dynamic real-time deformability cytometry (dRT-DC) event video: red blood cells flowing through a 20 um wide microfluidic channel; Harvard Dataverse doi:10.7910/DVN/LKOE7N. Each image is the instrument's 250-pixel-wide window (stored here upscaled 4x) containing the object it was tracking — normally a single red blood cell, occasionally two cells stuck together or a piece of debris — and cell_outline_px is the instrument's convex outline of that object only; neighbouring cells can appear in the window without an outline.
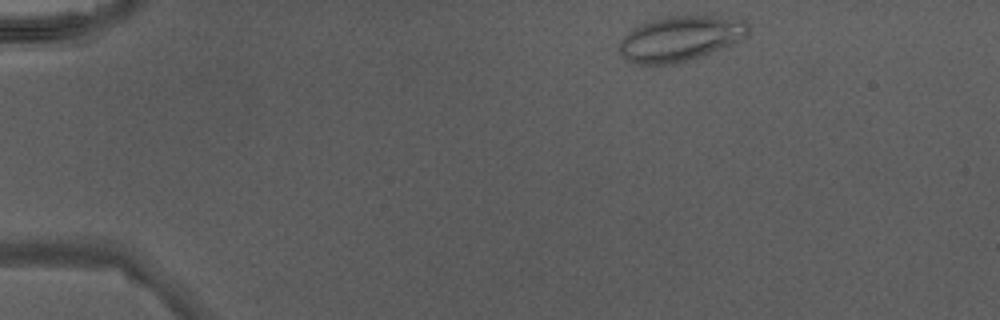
{"species": "Egyptian fruit bat (a non-hibernating species)", "species_latin": "Rousettus aegyptiacus", "temperature_condition": "warm", "stored_images_in_passage": 32, "camera_frame_rate_fps": 3000, "um_per_image_px": 0.085, "animal": {"sex": "male"}, "frame": {"image": 1, "passage_image": 1, "time_ms": 0.0, "image_size_px": [1000, 320], "cell_outline_px": [[748, 32], [740, 40], [692, 60], [672, 64], [628, 64], [620, 52], [620, 40], [632, 28], [640, 24], [652, 20], [668, 16], [712, 16], [744, 20], [748, 24]], "centroid_in_image_um": [57.77, 3.29], "position_along_channel_um": 27.2, "area_um2": 33.76}}
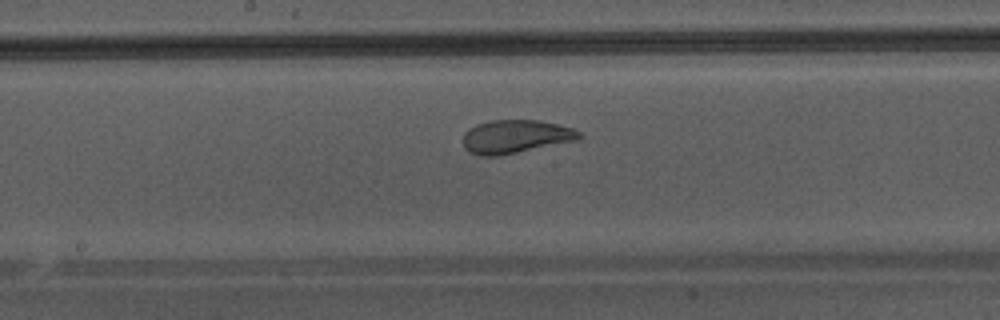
{"frame": {"image": 2, "passage_image": 19, "time_ms": 6.0, "image_size_px": [1000, 320], "cell_outline_px": [[584, 136], [576, 140], [496, 156], [480, 156], [468, 152], [464, 148], [464, 132], [468, 128], [476, 124], [492, 120], [540, 120], [572, 128], [584, 132]], "centroid_in_image_um": [43.81, 11.6], "position_along_channel_um": 204.4, "area_um2": 22.54}}
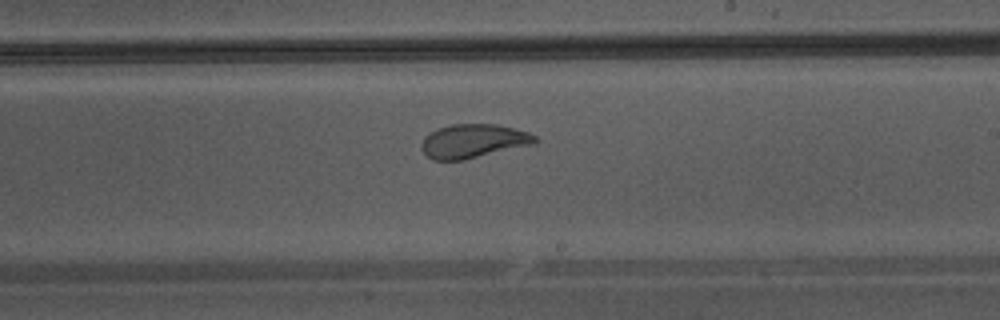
{"frame": {"image": 3, "passage_image": 22, "time_ms": 7.0, "image_size_px": [1000, 320], "cell_outline_px": [[540, 140], [536, 144], [464, 160], [432, 160], [420, 148], [420, 144], [424, 136], [436, 128], [452, 124], [496, 124], [528, 132], [536, 136]], "centroid_in_image_um": [40.23, 11.99], "position_along_channel_um": 248.8, "area_um2": 22.72}}